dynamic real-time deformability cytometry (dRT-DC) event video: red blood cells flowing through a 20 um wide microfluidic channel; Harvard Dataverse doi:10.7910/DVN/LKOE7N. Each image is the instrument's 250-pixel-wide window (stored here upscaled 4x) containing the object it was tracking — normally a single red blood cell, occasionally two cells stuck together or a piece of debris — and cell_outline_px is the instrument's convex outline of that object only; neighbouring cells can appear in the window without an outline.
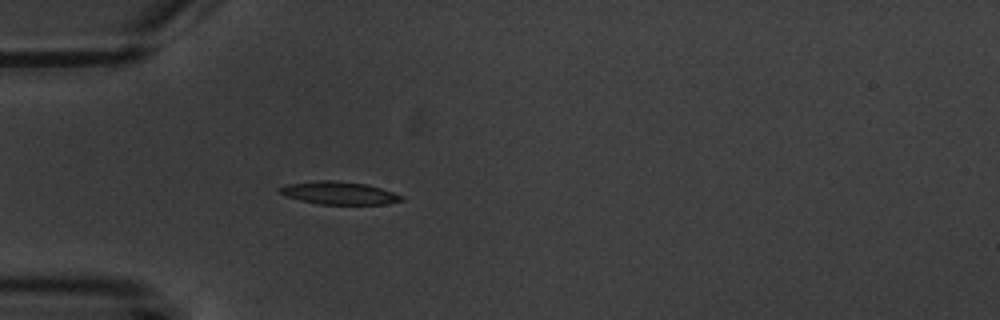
{"species": "common noctule bat (a hibernating species)", "species_latin": "Nyctalus noctula", "temperature_condition": "warm", "stored_images_in_passage": 5, "camera_frame_rate_fps": 3000, "um_per_image_px": 0.085, "animal": {"sex": "male", "body_mass_g": 20.1, "forearm_length_mm": 53.5}, "frame": {"image": 1, "passage_image": 5, "time_ms": 6.0, "image_size_px": [1000, 320], "cell_outline_px": [[404, 200], [384, 204], [320, 204], [300, 200], [288, 196], [280, 192], [276, 188], [288, 184], [316, 180], [336, 180], [368, 184], [404, 196]], "centroid_in_image_um": [28.82, 16.39], "position_along_channel_um": 56.2, "area_um2": 16.13}}